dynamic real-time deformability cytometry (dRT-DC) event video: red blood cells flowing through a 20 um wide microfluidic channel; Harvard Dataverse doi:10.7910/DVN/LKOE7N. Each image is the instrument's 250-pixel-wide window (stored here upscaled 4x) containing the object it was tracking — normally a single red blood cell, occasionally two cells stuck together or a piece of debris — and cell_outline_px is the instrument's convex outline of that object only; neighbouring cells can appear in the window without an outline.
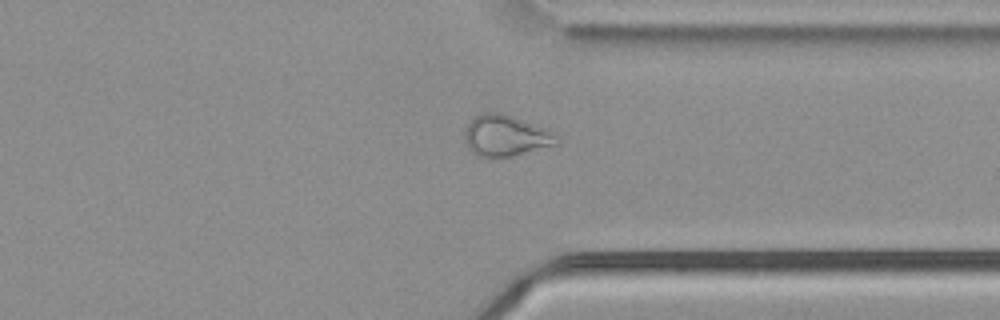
{"species": "common noctule bat (a hibernating species)", "species_latin": "Nyctalus noctula", "temperature_condition": "cold", "stored_images_in_passage": 45, "camera_frame_rate_fps": 3000, "um_per_image_px": 0.085, "animal": {"sex": "male", "body_mass_g": 21.5, "forearm_length_mm": 52.0}, "frame": {"image": 1, "passage_image": 32, "time_ms": 10.333, "image_size_px": [1000, 320], "cell_outline_px": [[560, 144], [512, 156], [488, 160], [476, 156], [468, 148], [464, 140], [464, 132], [468, 124], [480, 112], [504, 112], [556, 132], [560, 140]], "centroid_in_image_um": [43.0, 11.56], "position_along_channel_um": 368.4, "area_um2": 22.95}}
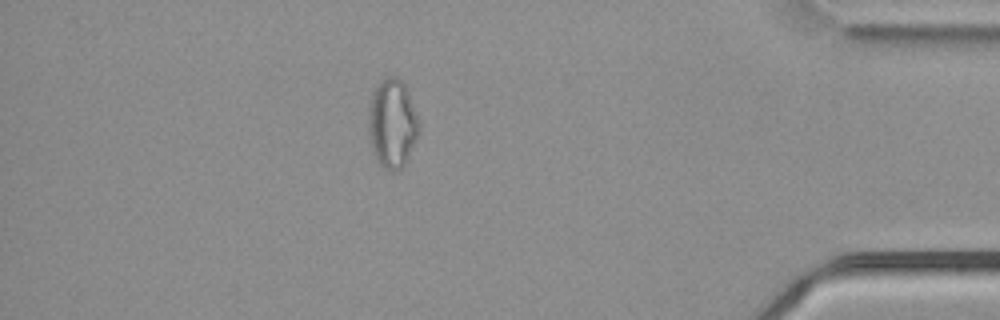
{"frame": {"image": 2, "passage_image": 38, "time_ms": 12.333, "image_size_px": [1000, 320], "cell_outline_px": [[420, 132], [400, 172], [392, 172], [384, 168], [376, 160], [372, 152], [368, 132], [368, 112], [372, 92], [380, 80], [388, 76], [396, 76], [404, 84], [408, 92], [420, 120]], "centroid_in_image_um": [33.34, 10.51], "position_along_channel_um": 401.9, "area_um2": 26.65}, "authors_computed_cell_mechanics": {"area_um2": 23.409, "velocity_mm_per_s": 3.7328, "shape_relaxation_time_tau1_ms": null, "shape_relaxation_time_tau2_ms": 2.8185, "deformation_change_tau1": null, "deformation_change_tau2": 0.0873}}